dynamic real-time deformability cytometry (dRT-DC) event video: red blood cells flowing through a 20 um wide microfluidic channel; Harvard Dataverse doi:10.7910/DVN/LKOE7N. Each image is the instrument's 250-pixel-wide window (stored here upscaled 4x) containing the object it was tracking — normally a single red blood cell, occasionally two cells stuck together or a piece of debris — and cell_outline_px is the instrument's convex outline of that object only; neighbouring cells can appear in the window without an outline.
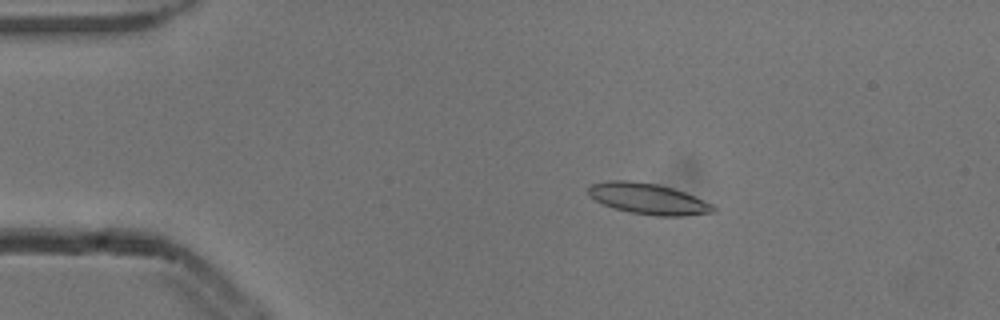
{"species": "common noctule bat (a hibernating species)", "species_latin": "Nyctalus noctula", "temperature_condition": "cold", "stored_images_in_passage": 3, "camera_frame_rate_fps": 3000, "um_per_image_px": 0.085, "animal": {"sex": "male", "body_mass_g": 13.3}, "frame": {"image": 1, "passage_image": 2, "time_ms": 0.333, "image_size_px": [1000, 320], "cell_outline_px": [[716, 212], [684, 216], [656, 216], [628, 212], [612, 208], [588, 196], [588, 184], [608, 180], [628, 180], [656, 184], [672, 188], [684, 192], [712, 204], [716, 208]], "centroid_in_image_um": [55.05, 16.9], "position_along_channel_um": 29.9, "area_um2": 22.66}}